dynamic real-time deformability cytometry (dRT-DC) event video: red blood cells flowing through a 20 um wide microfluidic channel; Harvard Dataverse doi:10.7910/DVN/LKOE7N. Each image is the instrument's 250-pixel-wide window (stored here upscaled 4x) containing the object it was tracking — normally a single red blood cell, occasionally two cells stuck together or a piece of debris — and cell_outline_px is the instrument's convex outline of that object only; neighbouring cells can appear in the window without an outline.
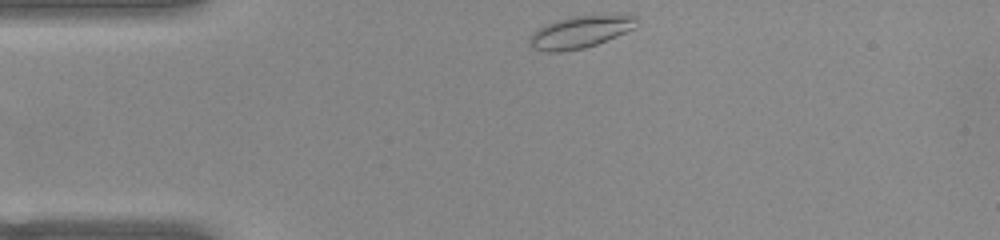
{"species": "common noctule bat (a hibernating species)", "species_latin": "Nyctalus noctula", "temperature_condition": "warm", "stored_images_in_passage": 42, "camera_frame_rate_fps": 3000, "um_per_image_px": 0.085, "animal": {"sex": "female", "body_mass_g": 22.0, "forearm_length_mm": 56.7}, "frame": {"image": 1, "passage_image": 1, "time_ms": 0.0, "image_size_px": [1000, 240], "cell_outline_px": [[636, 28], [596, 44], [584, 48], [560, 52], [544, 52], [532, 48], [528, 40], [540, 28], [556, 20], [576, 16], [620, 12], [628, 12], [636, 16]], "centroid_in_image_um": [49.43, 2.68], "position_along_channel_um": 35.6, "area_um2": 20.4}}
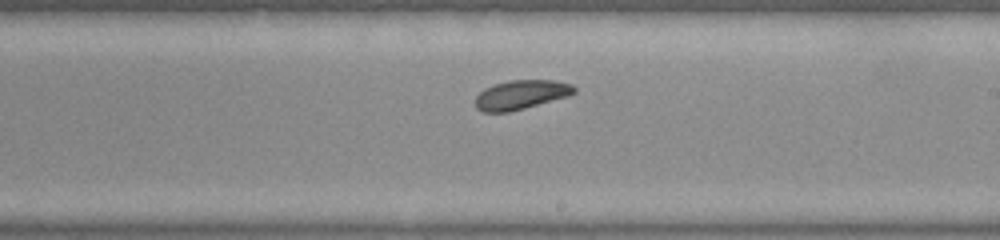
{"frame": {"image": 2, "passage_image": 20, "time_ms": 6.333, "image_size_px": [1000, 240], "cell_outline_px": [[576, 92], [568, 96], [524, 108], [508, 112], [484, 112], [476, 108], [476, 96], [484, 88], [492, 84], [508, 80], [556, 80], [572, 84], [576, 88]], "centroid_in_image_um": [44.29, 8.03], "position_along_channel_um": 244.7, "area_um2": 16.88}}
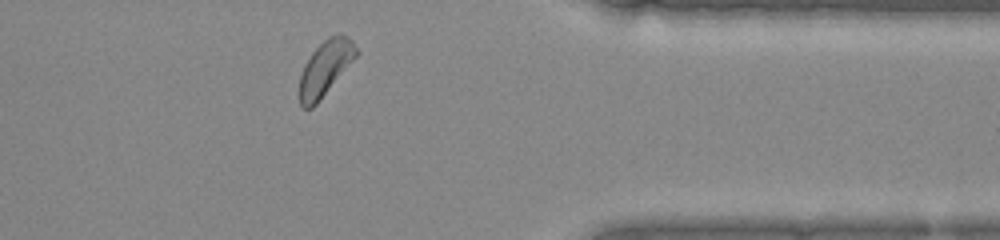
{"frame": {"image": 3, "passage_image": 32, "time_ms": 10.333, "image_size_px": [1000, 240], "cell_outline_px": [[360, 52], [316, 104], [312, 108], [304, 108], [300, 104], [300, 76], [304, 64], [312, 52], [328, 36], [340, 32], [352, 40]], "centroid_in_image_um": [27.66, 5.75], "position_along_channel_um": 383.7, "area_um2": 17.98}, "authors_computed_cell_mechanics": {"area_um2": 17.9758, "velocity_mm_per_s": 3.8613, "shape_relaxation_time_tau1_ms": 2.2976, "shape_relaxation_time_tau2_ms": null, "deformation_change_tau1": 0.0549, "deformation_change_tau2": null}}